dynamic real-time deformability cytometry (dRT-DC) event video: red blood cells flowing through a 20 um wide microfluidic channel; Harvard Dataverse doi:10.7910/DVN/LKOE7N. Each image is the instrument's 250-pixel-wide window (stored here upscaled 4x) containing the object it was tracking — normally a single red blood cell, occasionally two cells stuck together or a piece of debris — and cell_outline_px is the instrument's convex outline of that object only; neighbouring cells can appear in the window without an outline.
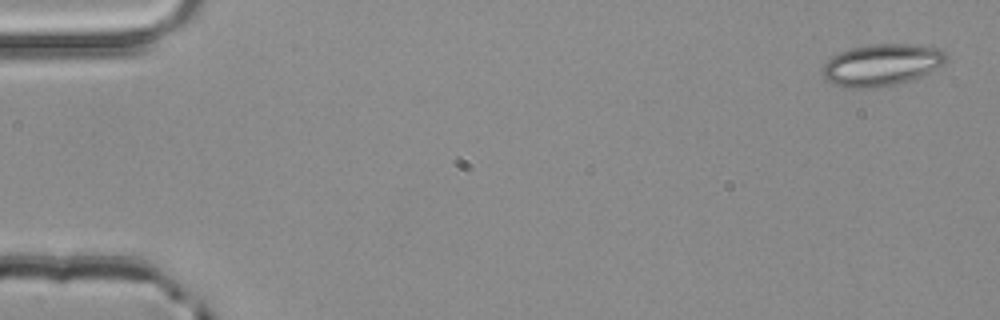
{"species": "common noctule bat (a hibernating species)", "species_latin": "Nyctalus noctula", "temperature_condition": "room temperature", "stored_images_in_passage": 4, "camera_frame_rate_fps": 3000, "um_per_image_px": 0.085, "animal": {"sex": "male", "body_mass_g": 20.4}, "frame": {"image": 1, "passage_image": 1, "time_ms": 0.0, "image_size_px": [1000, 320], "cell_outline_px": [[948, 60], [944, 64], [920, 76], [896, 84], [880, 88], [848, 88], [832, 84], [824, 80], [824, 64], [832, 56], [840, 52], [852, 48], [872, 44], [916, 44], [940, 48], [948, 56]], "centroid_in_image_um": [74.95, 5.52], "position_along_channel_um": 10.0, "area_um2": 30.23}}
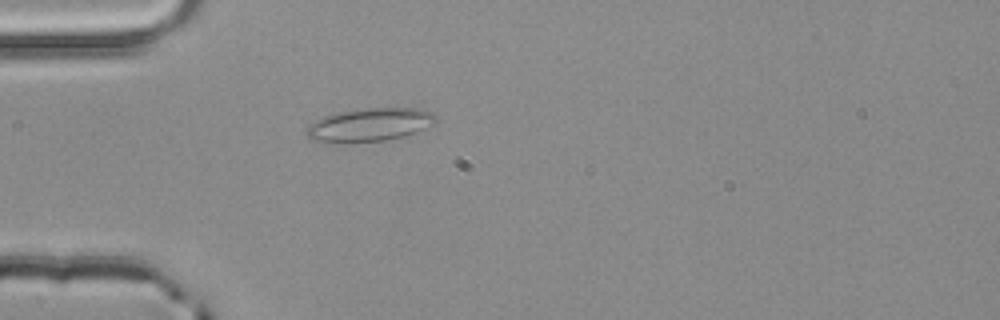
{"frame": {"image": 2, "passage_image": 4, "time_ms": 1.0, "image_size_px": [1000, 320], "cell_outline_px": [[436, 124], [416, 132], [404, 136], [384, 140], [312, 140], [308, 136], [308, 124], [324, 116], [336, 112], [368, 108], [420, 108], [432, 112], [436, 116]], "centroid_in_image_um": [31.53, 10.55], "position_along_channel_um": 53.5, "area_um2": 24.28}}